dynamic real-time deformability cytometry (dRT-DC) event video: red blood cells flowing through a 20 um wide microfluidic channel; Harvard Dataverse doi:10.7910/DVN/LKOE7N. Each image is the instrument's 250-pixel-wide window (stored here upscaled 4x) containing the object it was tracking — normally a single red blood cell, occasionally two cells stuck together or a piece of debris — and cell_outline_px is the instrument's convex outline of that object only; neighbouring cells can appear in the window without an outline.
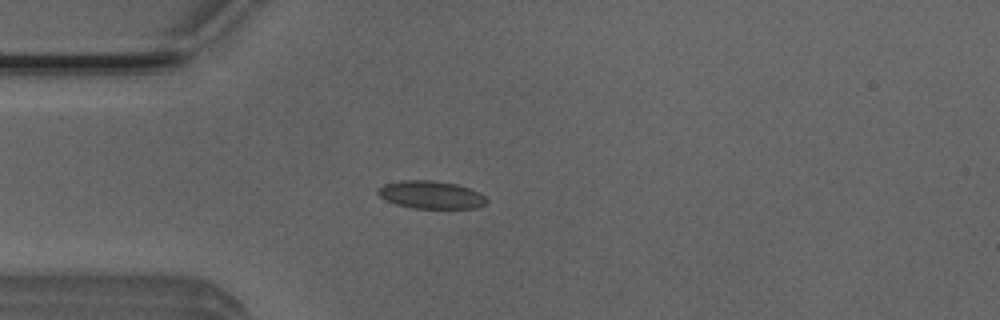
{"species": "Egyptian fruit bat (a non-hibernating species)", "species_latin": "Rousettus aegyptiacus", "temperature_condition": "room temperature", "stored_images_in_passage": 39, "camera_frame_rate_fps": 3000, "um_per_image_px": 0.085, "animal": {"sex": "male"}, "frame": {"image": 1, "passage_image": 1, "time_ms": 0.0, "image_size_px": [1000, 320], "cell_outline_px": [[488, 204], [476, 208], [412, 208], [396, 204], [384, 200], [376, 192], [376, 188], [384, 184], [400, 180], [432, 180], [456, 184], [480, 192], [488, 200]], "centroid_in_image_um": [36.62, 16.56], "position_along_channel_um": 48.4, "area_um2": 17.8}}
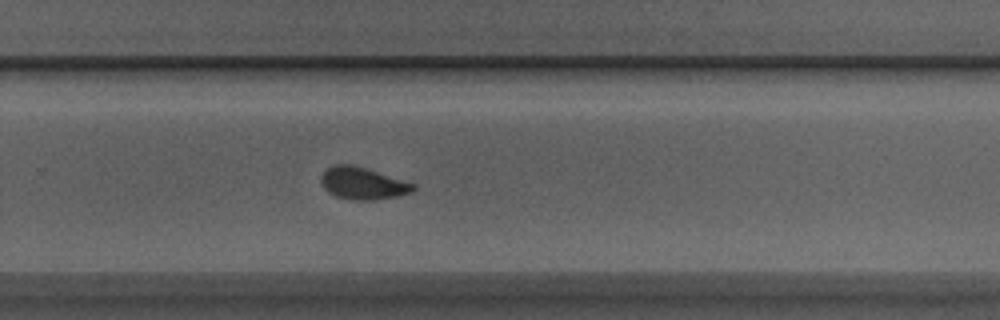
{"frame": {"image": 2, "passage_image": 21, "time_ms": 6.667, "image_size_px": [1000, 320], "cell_outline_px": [[416, 188], [412, 192], [396, 196], [376, 200], [352, 200], [336, 196], [328, 192], [324, 188], [320, 180], [320, 176], [332, 164], [348, 164], [368, 168], [416, 184]], "centroid_in_image_um": [30.84, 15.58], "position_along_channel_um": 299.0, "area_um2": 17.4}}
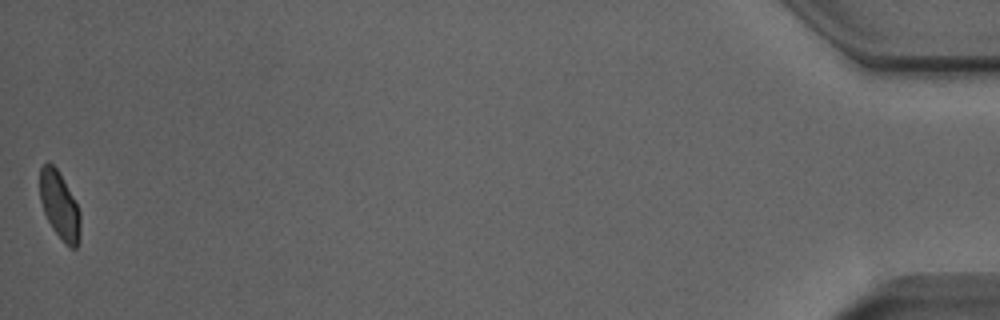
{"frame": {"image": 3, "passage_image": 39, "time_ms": 12.667, "image_size_px": [1000, 320], "cell_outline_px": [[80, 240], [76, 248], [72, 248], [64, 244], [52, 228], [44, 212], [40, 200], [40, 168], [48, 160], [56, 168], [72, 196], [80, 212]], "centroid_in_image_um": [5.06, 17.5], "position_along_channel_um": 430.1, "area_um2": 15.78}, "authors_computed_cell_mechanics": {"area_um2": 17.1666, "velocity_mm_per_s": 3.9238, "shape_relaxation_time_tau1_ms": 4.96, "shape_relaxation_time_tau2_ms": 1.098, "deformation_change_tau1": 0.1232, "deformation_change_tau2": 0.0455}}